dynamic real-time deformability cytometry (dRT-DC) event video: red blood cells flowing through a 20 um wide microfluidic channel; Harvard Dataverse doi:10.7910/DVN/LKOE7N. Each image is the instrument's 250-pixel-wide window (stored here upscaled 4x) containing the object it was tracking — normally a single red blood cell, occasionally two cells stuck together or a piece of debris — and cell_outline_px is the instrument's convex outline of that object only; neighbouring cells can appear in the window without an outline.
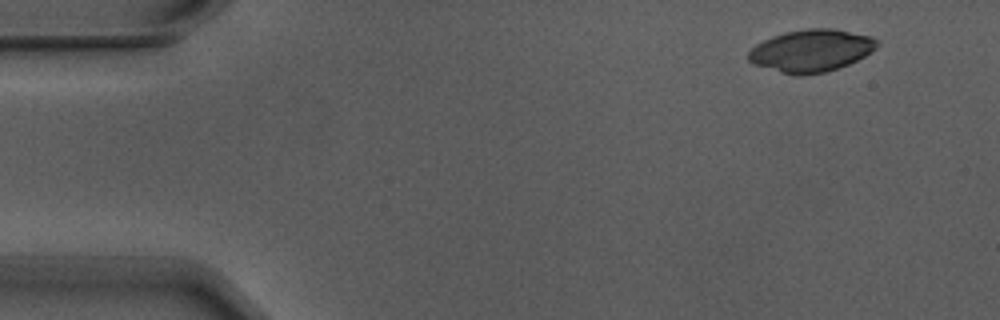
{"species": "Egyptian fruit bat (a non-hibernating species)", "species_latin": "Rousettus aegyptiacus", "temperature_condition": "warm", "stored_images_in_passage": 4, "camera_frame_rate_fps": 3000, "um_per_image_px": 0.085, "animal": {"sex": "male"}, "frame": {"image": 1, "passage_image": 1, "time_ms": 0.0, "image_size_px": [1000, 320], "cell_outline_px": [[880, 44], [876, 48], [864, 56], [848, 64], [828, 72], [800, 76], [796, 76], [780, 72], [752, 64], [748, 60], [748, 52], [756, 44], [772, 36], [784, 32], [808, 28], [836, 28], [872, 36], [880, 40]], "centroid_in_image_um": [68.97, 4.3], "position_along_channel_um": 16.0, "area_um2": 32.14}}